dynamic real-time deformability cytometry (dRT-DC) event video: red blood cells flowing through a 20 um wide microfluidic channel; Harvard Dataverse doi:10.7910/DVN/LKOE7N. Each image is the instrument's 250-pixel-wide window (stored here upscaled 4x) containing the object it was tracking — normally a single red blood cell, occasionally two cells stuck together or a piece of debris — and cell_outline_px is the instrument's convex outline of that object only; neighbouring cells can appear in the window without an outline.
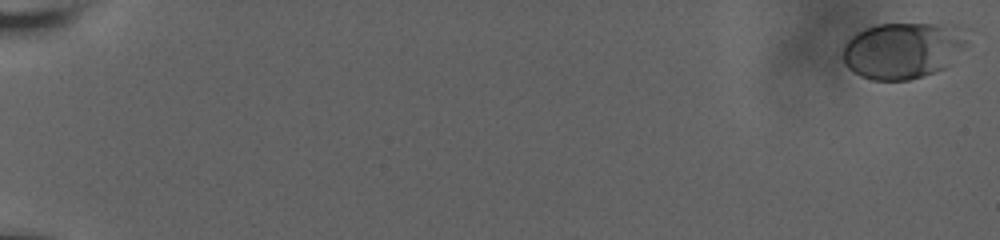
{"species": "human", "species_latin": "Homo sapiens", "temperature_condition": "room temperature", "stored_images_in_passage": 15, "camera_frame_rate_fps": 3000, "um_per_image_px": 0.085, "donor": {"sex": "male"}, "frame": {"image": 1, "passage_image": 1, "time_ms": 0.0, "image_size_px": [1000, 240], "cell_outline_px": [[972, 28], [968, 44], [944, 68], [936, 72], [924, 76], [908, 80], [872, 80], [860, 76], [848, 68], [844, 64], [844, 44], [856, 32], [864, 28], [876, 24], [964, 24]], "centroid_in_image_um": [76.85, 4.24], "position_along_channel_um": 8.1, "area_um2": 41.91}}
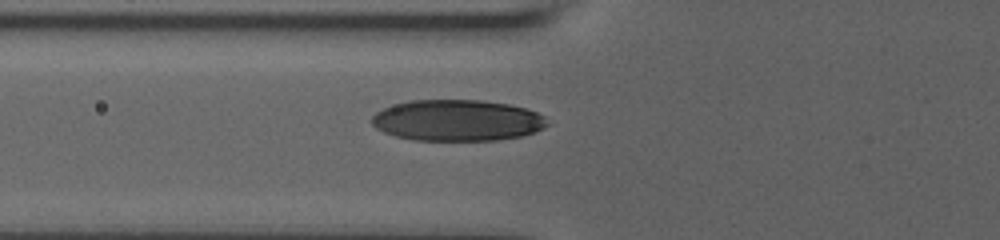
{"frame": {"image": 2, "passage_image": 13, "time_ms": 8.333, "image_size_px": [1000, 240], "cell_outline_px": [[548, 124], [544, 128], [524, 136], [496, 140], [416, 140], [396, 136], [384, 132], [376, 128], [372, 124], [372, 116], [376, 112], [384, 108], [396, 104], [412, 100], [480, 100], [508, 104], [524, 108], [536, 112], [544, 116]], "centroid_in_image_um": [38.88, 10.23], "position_along_channel_um": 86.9, "area_um2": 42.02}}
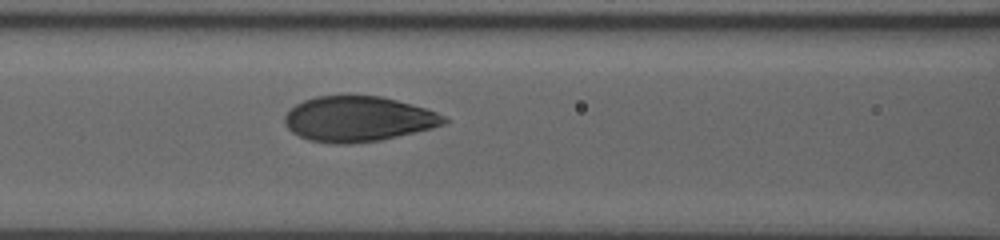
{"frame": {"image": 3, "passage_image": 15, "time_ms": 9.667, "image_size_px": [1000, 240], "cell_outline_px": [[448, 120], [444, 124], [432, 128], [380, 140], [348, 144], [336, 144], [308, 140], [292, 132], [284, 124], [284, 116], [296, 104], [304, 100], [316, 96], [348, 92], [380, 96], [412, 104], [436, 112], [444, 116]], "centroid_in_image_um": [30.4, 10.07], "position_along_channel_um": 136.2, "area_um2": 42.71}}